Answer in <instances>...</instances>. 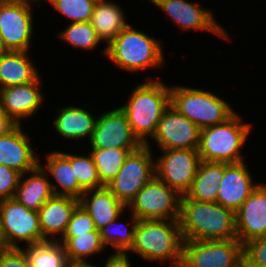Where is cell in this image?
I'll list each match as a JSON object with an SVG mask.
<instances>
[{
    "label": "cell",
    "mask_w": 266,
    "mask_h": 267,
    "mask_svg": "<svg viewBox=\"0 0 266 267\" xmlns=\"http://www.w3.org/2000/svg\"><path fill=\"white\" fill-rule=\"evenodd\" d=\"M147 79L149 80L136 84L128 102L119 107L126 114L134 136L142 145L152 149L149 140L154 136L158 122L170 106V86L157 78L153 80L149 76Z\"/></svg>",
    "instance_id": "cell-1"
},
{
    "label": "cell",
    "mask_w": 266,
    "mask_h": 267,
    "mask_svg": "<svg viewBox=\"0 0 266 267\" xmlns=\"http://www.w3.org/2000/svg\"><path fill=\"white\" fill-rule=\"evenodd\" d=\"M179 224L184 240L237 239L235 212L217 202L181 196Z\"/></svg>",
    "instance_id": "cell-2"
},
{
    "label": "cell",
    "mask_w": 266,
    "mask_h": 267,
    "mask_svg": "<svg viewBox=\"0 0 266 267\" xmlns=\"http://www.w3.org/2000/svg\"><path fill=\"white\" fill-rule=\"evenodd\" d=\"M183 236L179 220H138L134 244L127 252L135 253L148 262H170V267H181Z\"/></svg>",
    "instance_id": "cell-3"
},
{
    "label": "cell",
    "mask_w": 266,
    "mask_h": 267,
    "mask_svg": "<svg viewBox=\"0 0 266 267\" xmlns=\"http://www.w3.org/2000/svg\"><path fill=\"white\" fill-rule=\"evenodd\" d=\"M106 58L131 74L166 64L161 41L130 23L106 46Z\"/></svg>",
    "instance_id": "cell-4"
},
{
    "label": "cell",
    "mask_w": 266,
    "mask_h": 267,
    "mask_svg": "<svg viewBox=\"0 0 266 267\" xmlns=\"http://www.w3.org/2000/svg\"><path fill=\"white\" fill-rule=\"evenodd\" d=\"M235 113L226 122L201 129L198 153L201 161L239 163L244 160L241 148L251 133V123H243Z\"/></svg>",
    "instance_id": "cell-5"
},
{
    "label": "cell",
    "mask_w": 266,
    "mask_h": 267,
    "mask_svg": "<svg viewBox=\"0 0 266 267\" xmlns=\"http://www.w3.org/2000/svg\"><path fill=\"white\" fill-rule=\"evenodd\" d=\"M170 105L200 129L222 124L236 113L214 93L177 84L170 86Z\"/></svg>",
    "instance_id": "cell-6"
},
{
    "label": "cell",
    "mask_w": 266,
    "mask_h": 267,
    "mask_svg": "<svg viewBox=\"0 0 266 267\" xmlns=\"http://www.w3.org/2000/svg\"><path fill=\"white\" fill-rule=\"evenodd\" d=\"M155 156L147 145L130 152L116 177L106 187L126 206L155 176Z\"/></svg>",
    "instance_id": "cell-7"
},
{
    "label": "cell",
    "mask_w": 266,
    "mask_h": 267,
    "mask_svg": "<svg viewBox=\"0 0 266 267\" xmlns=\"http://www.w3.org/2000/svg\"><path fill=\"white\" fill-rule=\"evenodd\" d=\"M181 195L156 176L126 206L138 220H179Z\"/></svg>",
    "instance_id": "cell-8"
},
{
    "label": "cell",
    "mask_w": 266,
    "mask_h": 267,
    "mask_svg": "<svg viewBox=\"0 0 266 267\" xmlns=\"http://www.w3.org/2000/svg\"><path fill=\"white\" fill-rule=\"evenodd\" d=\"M4 248H21L42 243L38 211L26 208L14 198L0 200Z\"/></svg>",
    "instance_id": "cell-9"
},
{
    "label": "cell",
    "mask_w": 266,
    "mask_h": 267,
    "mask_svg": "<svg viewBox=\"0 0 266 267\" xmlns=\"http://www.w3.org/2000/svg\"><path fill=\"white\" fill-rule=\"evenodd\" d=\"M41 0H0V34L9 51H31L33 3Z\"/></svg>",
    "instance_id": "cell-10"
},
{
    "label": "cell",
    "mask_w": 266,
    "mask_h": 267,
    "mask_svg": "<svg viewBox=\"0 0 266 267\" xmlns=\"http://www.w3.org/2000/svg\"><path fill=\"white\" fill-rule=\"evenodd\" d=\"M243 245L231 240H184L181 267H238Z\"/></svg>",
    "instance_id": "cell-11"
},
{
    "label": "cell",
    "mask_w": 266,
    "mask_h": 267,
    "mask_svg": "<svg viewBox=\"0 0 266 267\" xmlns=\"http://www.w3.org/2000/svg\"><path fill=\"white\" fill-rule=\"evenodd\" d=\"M155 158L156 177L184 196L190 189L197 174L201 158L198 149L161 150Z\"/></svg>",
    "instance_id": "cell-12"
},
{
    "label": "cell",
    "mask_w": 266,
    "mask_h": 267,
    "mask_svg": "<svg viewBox=\"0 0 266 267\" xmlns=\"http://www.w3.org/2000/svg\"><path fill=\"white\" fill-rule=\"evenodd\" d=\"M151 2L159 10L164 11L183 32L206 31L230 41L229 34H227L229 32L219 21H216L213 10L187 0H152Z\"/></svg>",
    "instance_id": "cell-13"
},
{
    "label": "cell",
    "mask_w": 266,
    "mask_h": 267,
    "mask_svg": "<svg viewBox=\"0 0 266 267\" xmlns=\"http://www.w3.org/2000/svg\"><path fill=\"white\" fill-rule=\"evenodd\" d=\"M201 129L171 105L158 122L153 140L160 150L199 148Z\"/></svg>",
    "instance_id": "cell-14"
},
{
    "label": "cell",
    "mask_w": 266,
    "mask_h": 267,
    "mask_svg": "<svg viewBox=\"0 0 266 267\" xmlns=\"http://www.w3.org/2000/svg\"><path fill=\"white\" fill-rule=\"evenodd\" d=\"M142 144L134 136L126 114L117 107L106 110L97 117L95 129L89 140L91 148L138 149Z\"/></svg>",
    "instance_id": "cell-15"
},
{
    "label": "cell",
    "mask_w": 266,
    "mask_h": 267,
    "mask_svg": "<svg viewBox=\"0 0 266 267\" xmlns=\"http://www.w3.org/2000/svg\"><path fill=\"white\" fill-rule=\"evenodd\" d=\"M40 76L27 84L0 89V108L18 125L23 124V119L32 118L44 103Z\"/></svg>",
    "instance_id": "cell-16"
},
{
    "label": "cell",
    "mask_w": 266,
    "mask_h": 267,
    "mask_svg": "<svg viewBox=\"0 0 266 267\" xmlns=\"http://www.w3.org/2000/svg\"><path fill=\"white\" fill-rule=\"evenodd\" d=\"M237 239L242 245L266 236V184L259 183L235 212Z\"/></svg>",
    "instance_id": "cell-17"
},
{
    "label": "cell",
    "mask_w": 266,
    "mask_h": 267,
    "mask_svg": "<svg viewBox=\"0 0 266 267\" xmlns=\"http://www.w3.org/2000/svg\"><path fill=\"white\" fill-rule=\"evenodd\" d=\"M245 161L224 163V175L218 187L217 203L236 212L258 186Z\"/></svg>",
    "instance_id": "cell-18"
},
{
    "label": "cell",
    "mask_w": 266,
    "mask_h": 267,
    "mask_svg": "<svg viewBox=\"0 0 266 267\" xmlns=\"http://www.w3.org/2000/svg\"><path fill=\"white\" fill-rule=\"evenodd\" d=\"M22 127L23 125H17L8 134L0 136V165L14 169L21 175L40 164V159L30 144V137Z\"/></svg>",
    "instance_id": "cell-19"
},
{
    "label": "cell",
    "mask_w": 266,
    "mask_h": 267,
    "mask_svg": "<svg viewBox=\"0 0 266 267\" xmlns=\"http://www.w3.org/2000/svg\"><path fill=\"white\" fill-rule=\"evenodd\" d=\"M79 204V199L62 195H53L45 202L38 211L42 242L59 241L63 237Z\"/></svg>",
    "instance_id": "cell-20"
},
{
    "label": "cell",
    "mask_w": 266,
    "mask_h": 267,
    "mask_svg": "<svg viewBox=\"0 0 266 267\" xmlns=\"http://www.w3.org/2000/svg\"><path fill=\"white\" fill-rule=\"evenodd\" d=\"M79 201L91 216L97 230L121 215L124 216L127 209L106 186L84 191Z\"/></svg>",
    "instance_id": "cell-21"
},
{
    "label": "cell",
    "mask_w": 266,
    "mask_h": 267,
    "mask_svg": "<svg viewBox=\"0 0 266 267\" xmlns=\"http://www.w3.org/2000/svg\"><path fill=\"white\" fill-rule=\"evenodd\" d=\"M57 110V116L53 119V127L60 136L72 141H80L83 138L88 141L91 139L98 115H93L84 107L74 105L57 108Z\"/></svg>",
    "instance_id": "cell-22"
},
{
    "label": "cell",
    "mask_w": 266,
    "mask_h": 267,
    "mask_svg": "<svg viewBox=\"0 0 266 267\" xmlns=\"http://www.w3.org/2000/svg\"><path fill=\"white\" fill-rule=\"evenodd\" d=\"M45 160V166L41 162L40 165L47 172L48 176L57 182L55 183L50 180L53 194L80 199L84 190L78 185L74 167L70 163V153L57 150L50 153L47 152Z\"/></svg>",
    "instance_id": "cell-23"
},
{
    "label": "cell",
    "mask_w": 266,
    "mask_h": 267,
    "mask_svg": "<svg viewBox=\"0 0 266 267\" xmlns=\"http://www.w3.org/2000/svg\"><path fill=\"white\" fill-rule=\"evenodd\" d=\"M28 174L29 176H25ZM50 177L39 164L36 168L21 175L13 198L26 208L39 211L54 194Z\"/></svg>",
    "instance_id": "cell-24"
},
{
    "label": "cell",
    "mask_w": 266,
    "mask_h": 267,
    "mask_svg": "<svg viewBox=\"0 0 266 267\" xmlns=\"http://www.w3.org/2000/svg\"><path fill=\"white\" fill-rule=\"evenodd\" d=\"M124 12L120 5L109 0L97 2L94 6L90 23L101 42L107 43L101 52L103 56H106V46L129 24Z\"/></svg>",
    "instance_id": "cell-25"
},
{
    "label": "cell",
    "mask_w": 266,
    "mask_h": 267,
    "mask_svg": "<svg viewBox=\"0 0 266 267\" xmlns=\"http://www.w3.org/2000/svg\"><path fill=\"white\" fill-rule=\"evenodd\" d=\"M29 51H9L0 56V89L33 82L40 74Z\"/></svg>",
    "instance_id": "cell-26"
},
{
    "label": "cell",
    "mask_w": 266,
    "mask_h": 267,
    "mask_svg": "<svg viewBox=\"0 0 266 267\" xmlns=\"http://www.w3.org/2000/svg\"><path fill=\"white\" fill-rule=\"evenodd\" d=\"M223 175L224 163L201 161L192 185L184 196L198 202H216Z\"/></svg>",
    "instance_id": "cell-27"
},
{
    "label": "cell",
    "mask_w": 266,
    "mask_h": 267,
    "mask_svg": "<svg viewBox=\"0 0 266 267\" xmlns=\"http://www.w3.org/2000/svg\"><path fill=\"white\" fill-rule=\"evenodd\" d=\"M129 226L118 219L110 221L99 230L104 246L113 249L114 253H127L134 244L135 228L138 219L131 213ZM118 221V222H117Z\"/></svg>",
    "instance_id": "cell-28"
},
{
    "label": "cell",
    "mask_w": 266,
    "mask_h": 267,
    "mask_svg": "<svg viewBox=\"0 0 266 267\" xmlns=\"http://www.w3.org/2000/svg\"><path fill=\"white\" fill-rule=\"evenodd\" d=\"M59 242L64 247L67 259L72 261H88L90 256L101 254L106 249L99 231L76 234V237H62Z\"/></svg>",
    "instance_id": "cell-29"
},
{
    "label": "cell",
    "mask_w": 266,
    "mask_h": 267,
    "mask_svg": "<svg viewBox=\"0 0 266 267\" xmlns=\"http://www.w3.org/2000/svg\"><path fill=\"white\" fill-rule=\"evenodd\" d=\"M89 150L97 167L99 179L101 183L106 186L116 177L123 166L126 156L137 149L90 148Z\"/></svg>",
    "instance_id": "cell-30"
},
{
    "label": "cell",
    "mask_w": 266,
    "mask_h": 267,
    "mask_svg": "<svg viewBox=\"0 0 266 267\" xmlns=\"http://www.w3.org/2000/svg\"><path fill=\"white\" fill-rule=\"evenodd\" d=\"M22 249L30 267H65L68 260L59 241H45Z\"/></svg>",
    "instance_id": "cell-31"
},
{
    "label": "cell",
    "mask_w": 266,
    "mask_h": 267,
    "mask_svg": "<svg viewBox=\"0 0 266 267\" xmlns=\"http://www.w3.org/2000/svg\"><path fill=\"white\" fill-rule=\"evenodd\" d=\"M58 37L73 48L86 51H92L102 43L90 21L70 23L58 33Z\"/></svg>",
    "instance_id": "cell-32"
},
{
    "label": "cell",
    "mask_w": 266,
    "mask_h": 267,
    "mask_svg": "<svg viewBox=\"0 0 266 267\" xmlns=\"http://www.w3.org/2000/svg\"><path fill=\"white\" fill-rule=\"evenodd\" d=\"M79 155L70 153V163L74 167V173L78 185L84 190L104 187L101 183L94 160L89 154Z\"/></svg>",
    "instance_id": "cell-33"
},
{
    "label": "cell",
    "mask_w": 266,
    "mask_h": 267,
    "mask_svg": "<svg viewBox=\"0 0 266 267\" xmlns=\"http://www.w3.org/2000/svg\"><path fill=\"white\" fill-rule=\"evenodd\" d=\"M42 1V0H41ZM69 23L90 21L96 2L92 0H45Z\"/></svg>",
    "instance_id": "cell-34"
},
{
    "label": "cell",
    "mask_w": 266,
    "mask_h": 267,
    "mask_svg": "<svg viewBox=\"0 0 266 267\" xmlns=\"http://www.w3.org/2000/svg\"><path fill=\"white\" fill-rule=\"evenodd\" d=\"M99 231L95 228L91 216L80 204L76 207L63 237H76V234Z\"/></svg>",
    "instance_id": "cell-35"
},
{
    "label": "cell",
    "mask_w": 266,
    "mask_h": 267,
    "mask_svg": "<svg viewBox=\"0 0 266 267\" xmlns=\"http://www.w3.org/2000/svg\"><path fill=\"white\" fill-rule=\"evenodd\" d=\"M243 257L254 266L266 267V236L245 243Z\"/></svg>",
    "instance_id": "cell-36"
},
{
    "label": "cell",
    "mask_w": 266,
    "mask_h": 267,
    "mask_svg": "<svg viewBox=\"0 0 266 267\" xmlns=\"http://www.w3.org/2000/svg\"><path fill=\"white\" fill-rule=\"evenodd\" d=\"M21 174L4 165H0V200L13 198Z\"/></svg>",
    "instance_id": "cell-37"
},
{
    "label": "cell",
    "mask_w": 266,
    "mask_h": 267,
    "mask_svg": "<svg viewBox=\"0 0 266 267\" xmlns=\"http://www.w3.org/2000/svg\"><path fill=\"white\" fill-rule=\"evenodd\" d=\"M0 267H30L22 248L0 249Z\"/></svg>",
    "instance_id": "cell-38"
},
{
    "label": "cell",
    "mask_w": 266,
    "mask_h": 267,
    "mask_svg": "<svg viewBox=\"0 0 266 267\" xmlns=\"http://www.w3.org/2000/svg\"><path fill=\"white\" fill-rule=\"evenodd\" d=\"M128 256L127 253H112L104 262V267H131Z\"/></svg>",
    "instance_id": "cell-39"
},
{
    "label": "cell",
    "mask_w": 266,
    "mask_h": 267,
    "mask_svg": "<svg viewBox=\"0 0 266 267\" xmlns=\"http://www.w3.org/2000/svg\"><path fill=\"white\" fill-rule=\"evenodd\" d=\"M18 124H16L1 108H0V136L11 132Z\"/></svg>",
    "instance_id": "cell-40"
},
{
    "label": "cell",
    "mask_w": 266,
    "mask_h": 267,
    "mask_svg": "<svg viewBox=\"0 0 266 267\" xmlns=\"http://www.w3.org/2000/svg\"><path fill=\"white\" fill-rule=\"evenodd\" d=\"M65 267H97L96 264L90 263V261H72L67 260Z\"/></svg>",
    "instance_id": "cell-41"
},
{
    "label": "cell",
    "mask_w": 266,
    "mask_h": 267,
    "mask_svg": "<svg viewBox=\"0 0 266 267\" xmlns=\"http://www.w3.org/2000/svg\"><path fill=\"white\" fill-rule=\"evenodd\" d=\"M9 52L0 34V56Z\"/></svg>",
    "instance_id": "cell-42"
},
{
    "label": "cell",
    "mask_w": 266,
    "mask_h": 267,
    "mask_svg": "<svg viewBox=\"0 0 266 267\" xmlns=\"http://www.w3.org/2000/svg\"><path fill=\"white\" fill-rule=\"evenodd\" d=\"M238 267H257L249 263L244 257L242 258Z\"/></svg>",
    "instance_id": "cell-43"
},
{
    "label": "cell",
    "mask_w": 266,
    "mask_h": 267,
    "mask_svg": "<svg viewBox=\"0 0 266 267\" xmlns=\"http://www.w3.org/2000/svg\"><path fill=\"white\" fill-rule=\"evenodd\" d=\"M4 248V237L1 230V215H0V249Z\"/></svg>",
    "instance_id": "cell-44"
},
{
    "label": "cell",
    "mask_w": 266,
    "mask_h": 267,
    "mask_svg": "<svg viewBox=\"0 0 266 267\" xmlns=\"http://www.w3.org/2000/svg\"><path fill=\"white\" fill-rule=\"evenodd\" d=\"M92 1H94V2H102V1H105V0H92Z\"/></svg>",
    "instance_id": "cell-45"
}]
</instances>
